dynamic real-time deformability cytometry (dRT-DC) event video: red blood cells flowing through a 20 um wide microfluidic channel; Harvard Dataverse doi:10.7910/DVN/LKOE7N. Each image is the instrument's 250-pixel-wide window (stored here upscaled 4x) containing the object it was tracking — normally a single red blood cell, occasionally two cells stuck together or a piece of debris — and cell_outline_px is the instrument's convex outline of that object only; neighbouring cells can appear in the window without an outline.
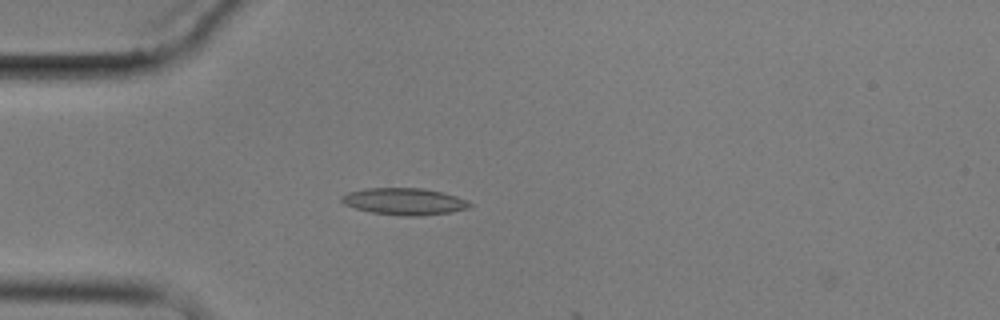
{"species": "common noctule bat (a hibernating species)", "species_latin": "Nyctalus noctula", "temperature_condition": "cold", "stored_images_in_passage": 3, "camera_frame_rate_fps": 3000, "um_per_image_px": 0.085, "animal": {"sex": "male", "body_mass_g": 17.9}, "frame": {"image": 1, "passage_image": 2, "time_ms": 1.333, "image_size_px": [1000, 320], "cell_outline_px": [[472, 204], [468, 208], [452, 212], [420, 216], [404, 216], [372, 212], [356, 208], [344, 204], [340, 200], [340, 196], [348, 192], [364, 188], [424, 188], [444, 192], [468, 200]], "centroid_in_image_um": [34.38, 17.11], "position_along_channel_um": 50.6, "area_um2": 20.17}}